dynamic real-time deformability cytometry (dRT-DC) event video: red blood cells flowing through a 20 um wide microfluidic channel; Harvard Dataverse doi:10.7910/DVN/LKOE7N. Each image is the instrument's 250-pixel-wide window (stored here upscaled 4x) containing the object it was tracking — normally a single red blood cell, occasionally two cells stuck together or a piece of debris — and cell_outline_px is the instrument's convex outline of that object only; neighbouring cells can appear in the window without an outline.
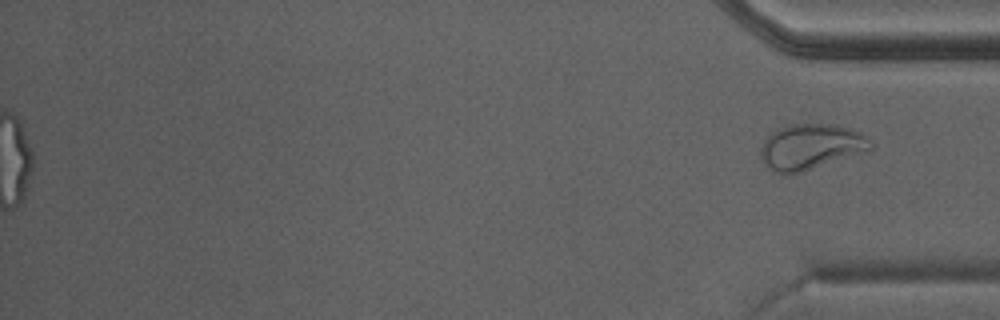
{"species": "Egyptian fruit bat (a non-hibernating species)", "species_latin": "Rousettus aegyptiacus", "temperature_condition": "warm", "stored_images_in_passage": 31, "segment_of_instrument_passage": [2, 2], "camera_frame_rate_fps": 3000, "um_per_image_px": 0.085, "animal": {"sex": "male"}, "frame": {"image": 1, "passage_image": 31, "time_ms": 10.0, "image_size_px": [1000, 320], "cell_outline_px": [[872, 148], [868, 152], [800, 172], [776, 172], [768, 168], [760, 156], [760, 148], [764, 140], [776, 128], [788, 124], [836, 124], [864, 132], [868, 136], [872, 144]], "centroid_in_image_um": [68.97, 12.44], "position_along_channel_um": 366.2, "area_um2": 29.42}}